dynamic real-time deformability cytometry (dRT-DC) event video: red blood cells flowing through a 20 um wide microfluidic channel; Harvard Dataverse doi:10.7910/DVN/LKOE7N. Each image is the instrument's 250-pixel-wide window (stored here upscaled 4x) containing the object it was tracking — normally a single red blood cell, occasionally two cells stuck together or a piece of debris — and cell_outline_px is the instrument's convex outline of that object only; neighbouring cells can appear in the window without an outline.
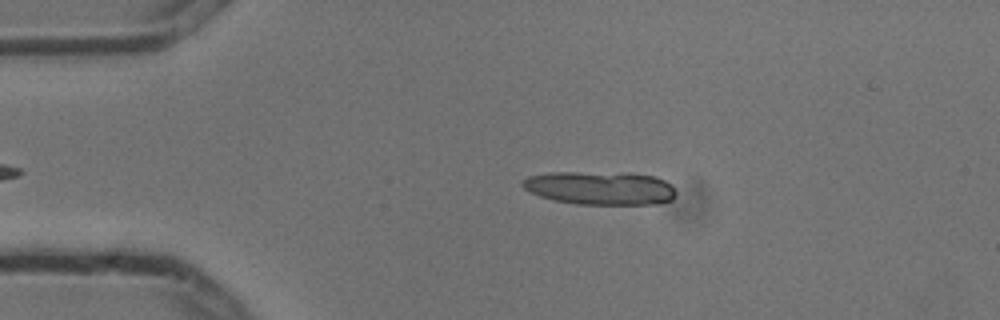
{"species": "common noctule bat (a hibernating species)", "species_latin": "Nyctalus noctula", "temperature_condition": "cold", "stored_images_in_passage": 4, "camera_frame_rate_fps": 3000, "um_per_image_px": 0.085, "animal": {"sex": "male", "body_mass_g": 13.3}, "frame": {"image": 1, "passage_image": 2, "time_ms": 0.333, "image_size_px": [1000, 320], "cell_outline_px": [[676, 196], [672, 200], [660, 204], [576, 204], [552, 200], [528, 192], [520, 184], [528, 176], [548, 172], [628, 172], [656, 176], [672, 184], [676, 192]], "centroid_in_image_um": [51.04, 15.97], "position_along_channel_um": 34.0, "area_um2": 30.52}}